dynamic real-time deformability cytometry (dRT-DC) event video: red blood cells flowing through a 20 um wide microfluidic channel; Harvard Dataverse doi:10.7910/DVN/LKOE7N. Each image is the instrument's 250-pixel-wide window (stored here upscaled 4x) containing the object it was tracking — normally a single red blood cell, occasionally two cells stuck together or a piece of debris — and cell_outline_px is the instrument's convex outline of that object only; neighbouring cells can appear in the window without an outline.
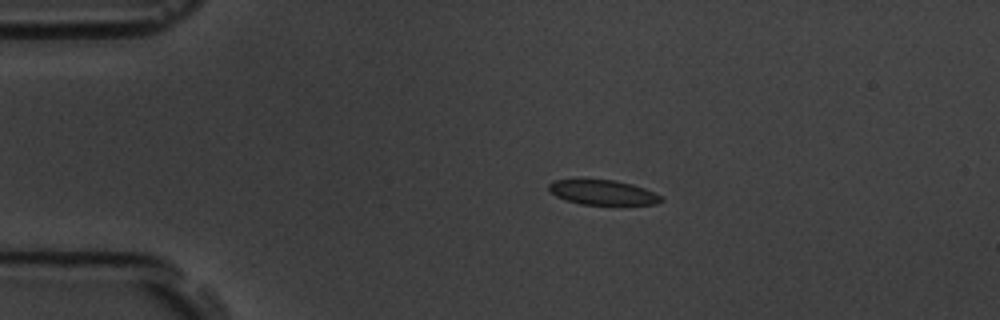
{"species": "common noctule bat (a hibernating species)", "species_latin": "Nyctalus noctula", "temperature_condition": "room temperature", "stored_images_in_passage": 9, "camera_frame_rate_fps": 3000, "um_per_image_px": 0.085, "animal": {"sex": "male", "body_mass_g": 19.5, "forearm_length_mm": 54.6}, "frame": {"image": 1, "passage_image": 3, "time_ms": 0.667, "image_size_px": [1000, 320], "cell_outline_px": [[664, 200], [660, 204], [580, 204], [564, 200], [556, 196], [548, 188], [548, 184], [552, 180], [616, 180], [632, 184], [644, 188], [660, 196]], "centroid_in_image_um": [51.23, 16.36], "position_along_channel_um": 33.8, "area_um2": 16.07}}
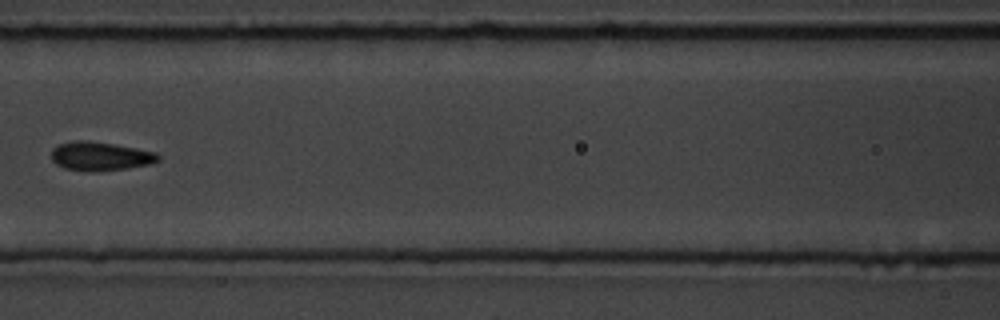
{"frame": {"image": 2, "passage_image": 7, "time_ms": 2.0, "image_size_px": [1000, 320], "cell_outline_px": [[160, 160], [152, 164], [128, 168], [96, 172], [88, 172], [64, 168], [56, 164], [52, 160], [52, 148], [60, 144], [76, 140], [84, 140], [112, 144], [136, 148], [156, 152], [160, 156]], "centroid_in_image_um": [8.54, 13.29], "position_along_channel_um": 158.1, "area_um2": 18.03}}
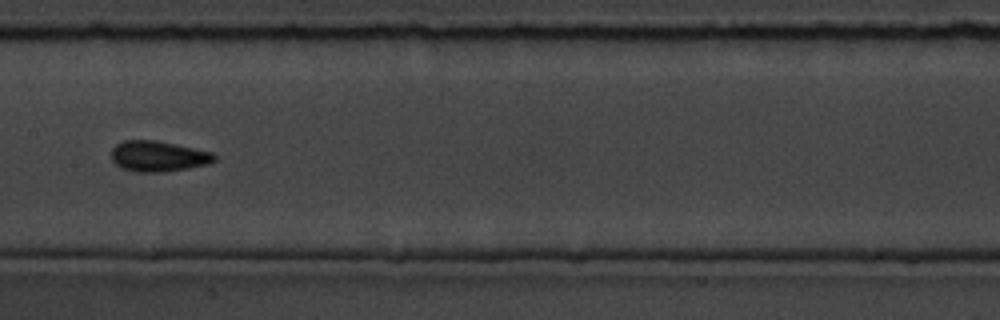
{"frame": {"image": 3, "passage_image": 8, "time_ms": 2.333, "image_size_px": [1000, 320], "cell_outline_px": [[216, 160], [208, 164], [188, 168], [164, 172], [136, 172], [120, 168], [112, 160], [112, 148], [116, 144], [124, 140], [156, 140], [212, 152], [216, 156]], "centroid_in_image_um": [13.43, 13.28], "position_along_channel_um": 194.0, "area_um2": 18.44}}